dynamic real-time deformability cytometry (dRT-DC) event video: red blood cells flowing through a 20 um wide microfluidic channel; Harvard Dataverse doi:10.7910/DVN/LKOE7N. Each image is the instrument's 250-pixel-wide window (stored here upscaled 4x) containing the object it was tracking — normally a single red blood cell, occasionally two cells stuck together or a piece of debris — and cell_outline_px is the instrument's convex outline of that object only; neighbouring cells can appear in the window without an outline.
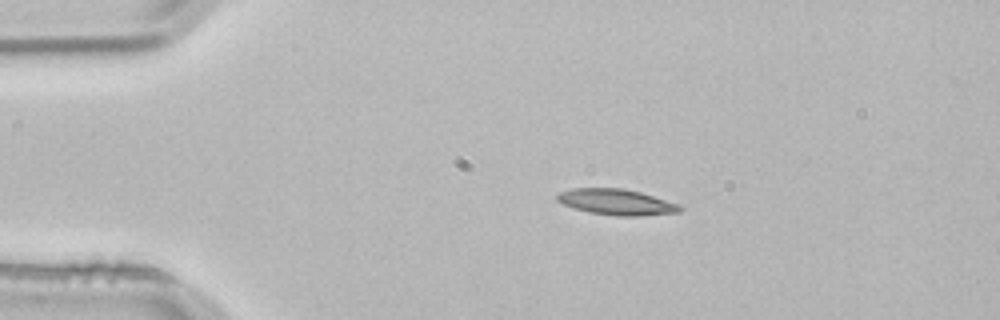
{"species": "common noctule bat (a hibernating species)", "species_latin": "Nyctalus noctula", "temperature_condition": "room temperature", "stored_images_in_passage": 3, "camera_frame_rate_fps": 3000, "um_per_image_px": 0.085, "animal": {"sex": "male", "body_mass_g": 21.5, "forearm_length_mm": 52.0}, "frame": {"image": 1, "passage_image": 2, "time_ms": 0.333, "image_size_px": [1000, 320], "cell_outline_px": [[684, 208], [680, 212], [640, 216], [616, 216], [588, 212], [564, 204], [556, 200], [556, 196], [560, 192], [572, 188], [624, 188], [640, 192], [680, 204]], "centroid_in_image_um": [52.43, 17.17], "position_along_channel_um": 32.6, "area_um2": 18.55}}